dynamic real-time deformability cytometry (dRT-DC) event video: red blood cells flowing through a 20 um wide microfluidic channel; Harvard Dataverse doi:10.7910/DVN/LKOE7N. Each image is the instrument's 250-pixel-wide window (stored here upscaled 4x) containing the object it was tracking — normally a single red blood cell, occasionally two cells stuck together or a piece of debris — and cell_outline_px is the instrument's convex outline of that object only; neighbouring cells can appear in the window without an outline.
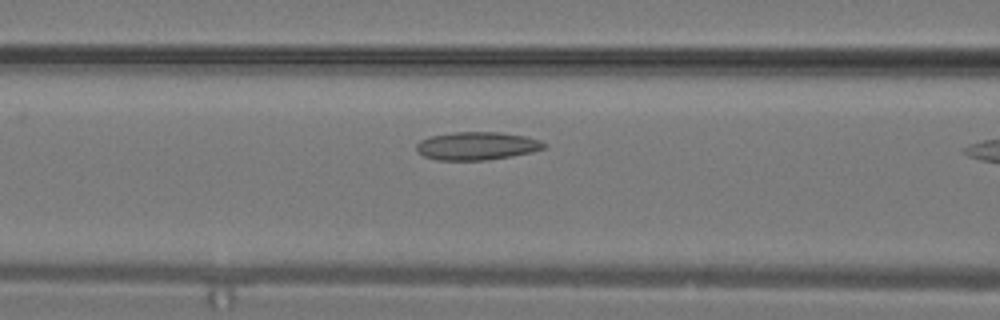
{"species": "common noctule bat (a hibernating species)", "species_latin": "Nyctalus noctula", "temperature_condition": "warm", "stored_images_in_passage": 10, "camera_frame_rate_fps": 3000, "um_per_image_px": 0.085, "animal": {"sex": "male", "body_mass_g": 19.2, "forearm_length_mm": 51.8}, "frame": {"image": 1, "passage_image": 9, "time_ms": 2.667, "image_size_px": [1000, 320], "cell_outline_px": [[544, 148], [532, 152], [484, 160], [436, 160], [424, 156], [416, 152], [416, 144], [420, 140], [428, 136], [452, 132], [500, 132], [524, 136], [540, 140], [544, 144]], "centroid_in_image_um": [40.45, 12.39], "position_along_channel_um": 126.1, "area_um2": 20.81}}